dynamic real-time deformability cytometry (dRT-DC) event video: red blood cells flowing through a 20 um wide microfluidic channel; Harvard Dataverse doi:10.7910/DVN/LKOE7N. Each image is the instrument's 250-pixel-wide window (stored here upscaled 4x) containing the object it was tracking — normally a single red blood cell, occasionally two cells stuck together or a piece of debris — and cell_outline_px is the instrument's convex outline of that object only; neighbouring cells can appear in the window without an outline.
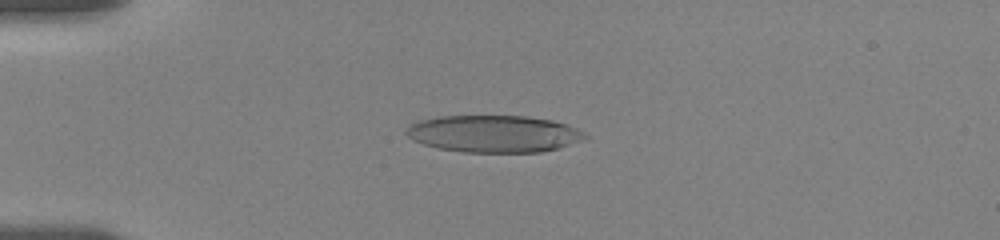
{"species": "human", "species_latin": "Homo sapiens", "temperature_condition": "room temperature", "stored_images_in_passage": 48, "camera_frame_rate_fps": 3000, "um_per_image_px": 0.085, "donor": {"sex": "female"}, "frame": {"image": 1, "passage_image": 12, "time_ms": 3.667, "image_size_px": [1000, 240], "cell_outline_px": [[588, 136], [584, 140], [560, 148], [540, 152], [464, 152], [440, 148], [424, 144], [412, 140], [404, 132], [412, 124], [420, 120], [440, 116], [528, 116], [552, 120], [568, 124], [584, 132]], "centroid_in_image_um": [42.03, 11.37], "position_along_channel_um": 43.0, "area_um2": 38.67}}
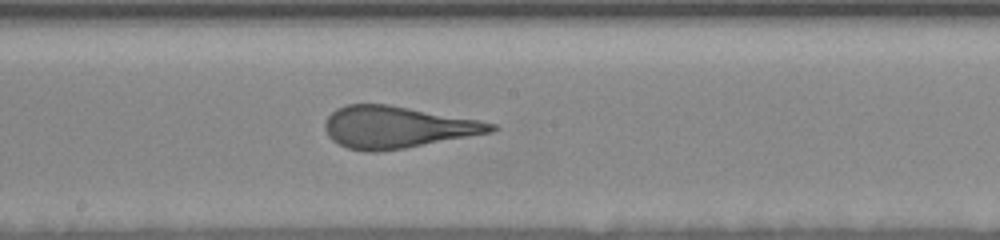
{"frame": {"image": 2, "passage_image": 29, "time_ms": 9.333, "image_size_px": [1000, 240], "cell_outline_px": [[496, 128], [492, 132], [404, 148], [380, 152], [364, 152], [348, 148], [332, 140], [328, 136], [324, 128], [324, 124], [328, 116], [336, 108], [348, 104], [388, 104], [480, 120], [496, 124]], "centroid_in_image_um": [33.72, 10.81], "position_along_channel_um": 214.5, "area_um2": 40.4}}
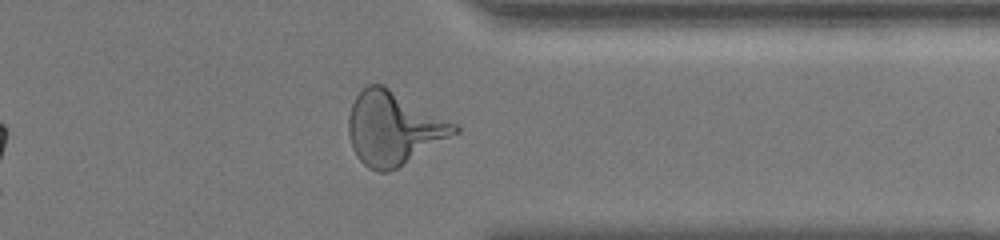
{"frame": {"image": 3, "passage_image": 43, "time_ms": 14.0, "image_size_px": [1000, 240], "cell_outline_px": [[460, 132], [396, 168], [388, 172], [376, 172], [368, 168], [356, 156], [352, 148], [348, 132], [348, 116], [352, 104], [356, 96], [368, 84], [384, 84], [456, 124], [460, 128]], "centroid_in_image_um": [33.43, 10.9], "position_along_channel_um": 378.0, "area_um2": 45.08}, "authors_computed_cell_mechanics": {"area_um2": 40.4022, "velocity_mm_per_s": 3.5525, "shape_relaxation_time_tau1_ms": 6.5306, "shape_relaxation_time_tau2_ms": 0.9186, "deformation_change_tau1": 0.2586, "deformation_change_tau2": 0.1092}}